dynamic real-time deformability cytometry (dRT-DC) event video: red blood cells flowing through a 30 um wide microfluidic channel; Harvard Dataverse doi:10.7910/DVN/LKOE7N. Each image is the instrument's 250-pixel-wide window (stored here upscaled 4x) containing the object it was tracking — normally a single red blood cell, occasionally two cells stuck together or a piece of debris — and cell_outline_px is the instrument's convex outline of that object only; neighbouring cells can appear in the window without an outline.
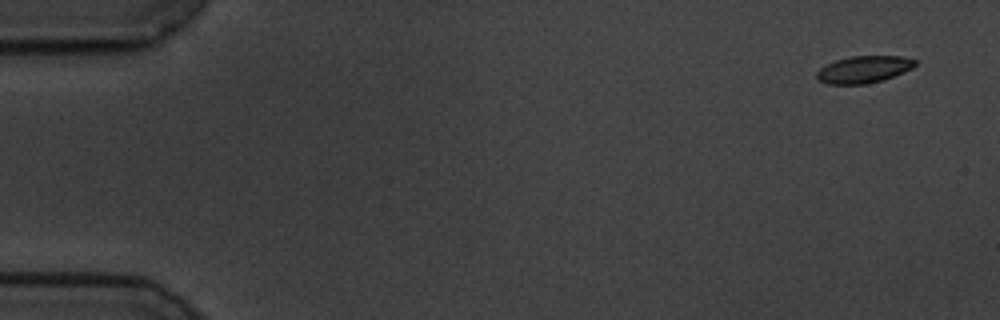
{"species": "common noctule bat (a hibernating species)", "species_latin": "Nyctalus noctula", "temperature_condition": "cold", "stored_images_in_passage": 56, "camera_frame_rate_fps": 3000, "um_per_image_px": 0.085, "animal": {"sex": "male", "body_mass_g": 19.5, "forearm_length_mm": 54.6}, "frame": {"image": 1, "passage_image": 1, "time_ms": 0.0, "image_size_px": [1000, 320], "cell_outline_px": [[916, 64], [912, 68], [884, 80], [864, 84], [828, 84], [816, 80], [816, 72], [820, 68], [836, 60], [852, 56], [900, 56], [916, 60]], "centroid_in_image_um": [73.39, 5.91], "position_along_channel_um": 11.6, "area_um2": 15.43}}
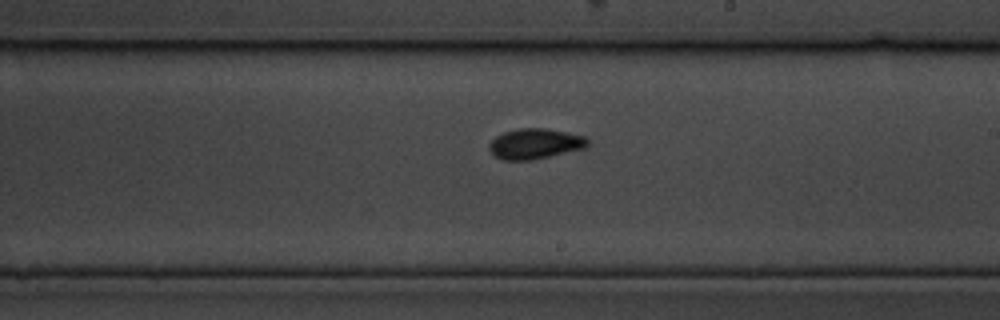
{"frame": {"image": 2, "passage_image": 32, "time_ms": 10.333, "image_size_px": [1000, 320], "cell_outline_px": [[588, 144], [584, 148], [532, 160], [500, 160], [488, 148], [488, 144], [496, 136], [504, 132], [520, 128], [544, 128], [584, 136], [588, 140]], "centroid_in_image_um": [45.44, 12.22], "position_along_channel_um": 243.6, "area_um2": 17.22}}
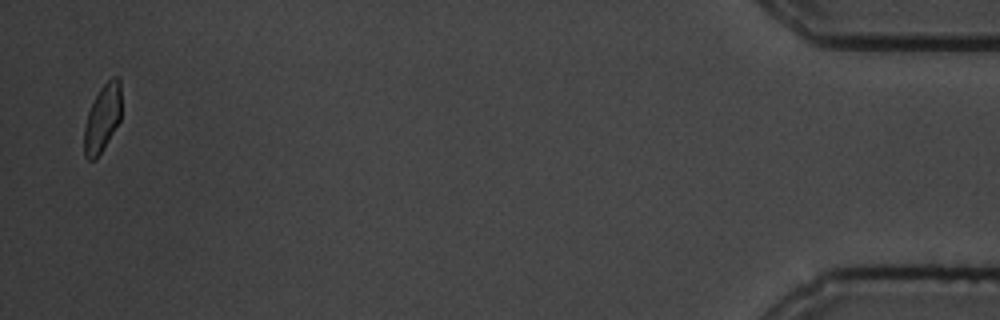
{"frame": {"image": 3, "passage_image": 55, "time_ms": 18.0, "image_size_px": [1000, 320], "cell_outline_px": [[120, 120], [96, 160], [88, 160], [84, 156], [84, 128], [88, 112], [100, 88], [112, 76], [116, 76], [120, 80]], "centroid_in_image_um": [8.69, 10.06], "position_along_channel_um": 426.5, "area_um2": 14.39}, "authors_computed_cell_mechanics": {"area_um2": 16.2707, "velocity_mm_per_s": 3.4818, "shape_relaxation_time_tau1_ms": 4.047, "shape_relaxation_time_tau2_ms": 2.0982, "deformation_change_tau1": 0.1079, "deformation_change_tau2": 0.0502}}